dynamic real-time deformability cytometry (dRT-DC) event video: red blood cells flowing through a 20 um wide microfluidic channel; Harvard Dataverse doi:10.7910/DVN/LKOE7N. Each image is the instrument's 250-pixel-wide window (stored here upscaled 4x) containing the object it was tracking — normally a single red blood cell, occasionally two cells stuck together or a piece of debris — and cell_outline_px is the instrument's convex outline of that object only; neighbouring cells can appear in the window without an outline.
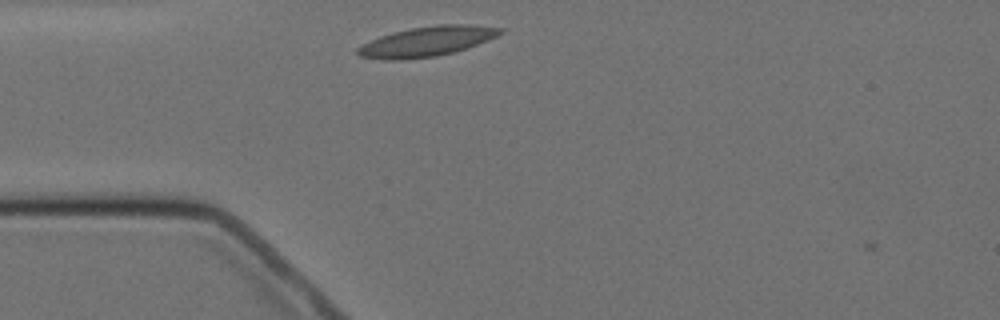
{"species": "Egyptian fruit bat (a non-hibernating species)", "species_latin": "Rousettus aegyptiacus", "temperature_condition": "cold", "stored_images_in_passage": 2, "camera_frame_rate_fps": 3000, "um_per_image_px": 0.085, "animal": {"sex": "female"}, "frame": {"image": 1, "passage_image": 1, "time_ms": 0.0, "image_size_px": [1000, 320], "cell_outline_px": [[504, 32], [488, 40], [452, 52], [436, 56], [396, 60], [384, 60], [360, 56], [356, 52], [356, 48], [380, 36], [392, 32], [412, 28], [440, 24], [468, 24], [504, 28]], "centroid_in_image_um": [36.28, 3.51], "position_along_channel_um": 48.7, "area_um2": 24.51}}